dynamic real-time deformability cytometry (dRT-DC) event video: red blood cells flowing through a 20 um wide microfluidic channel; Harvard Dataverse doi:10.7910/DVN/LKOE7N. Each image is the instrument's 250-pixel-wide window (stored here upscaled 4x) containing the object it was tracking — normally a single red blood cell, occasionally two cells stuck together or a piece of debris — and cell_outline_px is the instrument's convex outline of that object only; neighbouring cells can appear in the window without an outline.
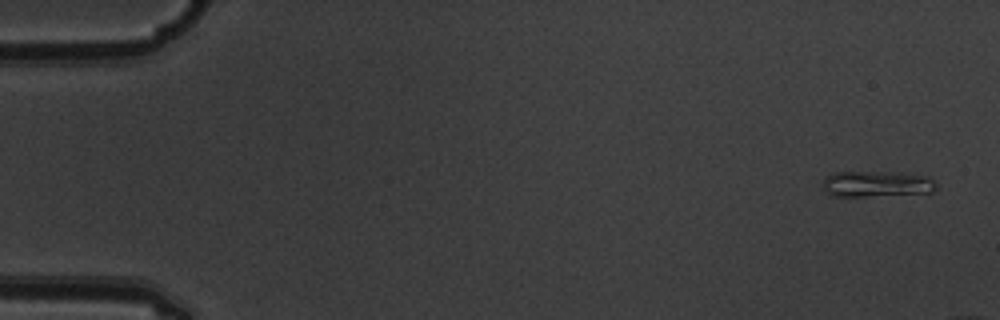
{"species": "common noctule bat (a hibernating species)", "species_latin": "Nyctalus noctula", "temperature_condition": "warm", "stored_images_in_passage": 5, "camera_frame_rate_fps": 3000, "um_per_image_px": 0.085, "animal": {"sex": "male", "body_mass_g": 19.5, "forearm_length_mm": 54.6}, "frame": {"image": 1, "passage_image": 1, "time_ms": 0.0, "image_size_px": [1000, 320], "cell_outline_px": [[936, 188], [932, 192], [868, 196], [832, 196], [824, 188], [824, 180], [828, 176], [836, 172], [900, 172], [928, 176], [936, 184]], "centroid_in_image_um": [74.55, 15.63], "position_along_channel_um": 10.5, "area_um2": 16.94}}